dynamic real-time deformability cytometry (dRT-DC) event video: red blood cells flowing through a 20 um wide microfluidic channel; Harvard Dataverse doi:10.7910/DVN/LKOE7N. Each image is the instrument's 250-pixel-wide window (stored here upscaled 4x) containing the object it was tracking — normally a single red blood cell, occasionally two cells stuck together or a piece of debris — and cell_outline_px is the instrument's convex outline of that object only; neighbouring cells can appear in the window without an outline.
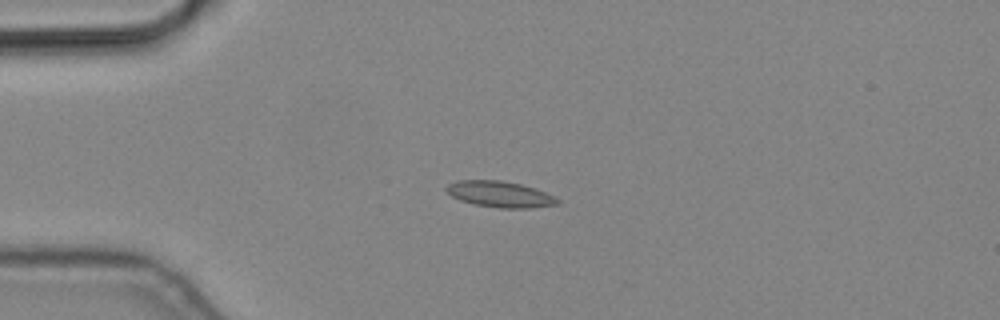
{"species": "common noctule bat (a hibernating species)", "species_latin": "Nyctalus noctula", "temperature_condition": "cold", "stored_images_in_passage": 3, "camera_frame_rate_fps": 3000, "um_per_image_px": 0.085, "animal": {"sex": "male", "body_mass_g": 19.2, "forearm_length_mm": 51.8}, "frame": {"image": 1, "passage_image": 3, "time_ms": 0.667, "image_size_px": [1000, 320], "cell_outline_px": [[560, 204], [528, 208], [500, 208], [476, 204], [460, 200], [452, 196], [444, 188], [448, 184], [456, 180], [500, 180], [520, 184], [544, 192], [560, 200]], "centroid_in_image_um": [42.46, 16.5], "position_along_channel_um": 42.5, "area_um2": 16.65}}